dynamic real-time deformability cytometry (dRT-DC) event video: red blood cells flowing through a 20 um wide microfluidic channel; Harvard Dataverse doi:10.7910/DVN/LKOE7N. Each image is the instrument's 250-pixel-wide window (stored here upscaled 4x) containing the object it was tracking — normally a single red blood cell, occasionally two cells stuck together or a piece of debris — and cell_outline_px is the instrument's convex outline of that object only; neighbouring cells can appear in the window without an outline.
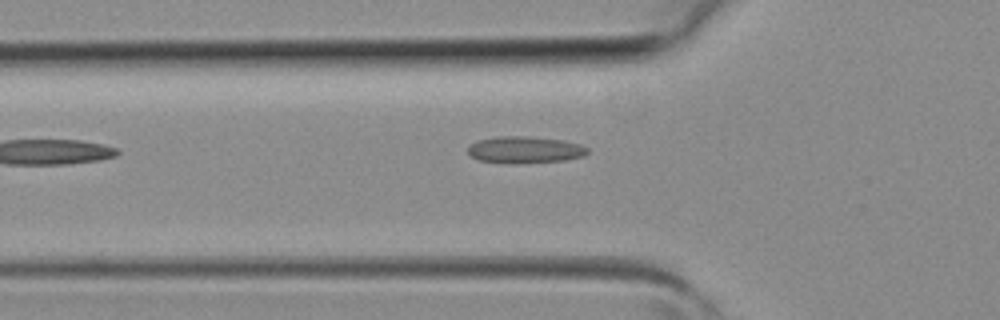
{"species": "common noctule bat (a hibernating species)", "species_latin": "Nyctalus noctula", "temperature_condition": "room temperature", "stored_images_in_passage": 3, "camera_frame_rate_fps": 3000, "um_per_image_px": 0.085, "animal": {"sex": "female", "body_mass_g": 19.3, "forearm_length_mm": 54.1}, "frame": {"image": 1, "passage_image": 3, "time_ms": 0.667, "image_size_px": [1000, 320], "cell_outline_px": [[588, 152], [584, 156], [564, 160], [516, 164], [512, 164], [480, 160], [472, 156], [468, 152], [468, 148], [472, 144], [480, 140], [496, 136], [524, 136], [564, 140], [580, 144], [588, 148]], "centroid_in_image_um": [44.65, 12.73], "position_along_channel_um": 81.2, "area_um2": 18.61}}